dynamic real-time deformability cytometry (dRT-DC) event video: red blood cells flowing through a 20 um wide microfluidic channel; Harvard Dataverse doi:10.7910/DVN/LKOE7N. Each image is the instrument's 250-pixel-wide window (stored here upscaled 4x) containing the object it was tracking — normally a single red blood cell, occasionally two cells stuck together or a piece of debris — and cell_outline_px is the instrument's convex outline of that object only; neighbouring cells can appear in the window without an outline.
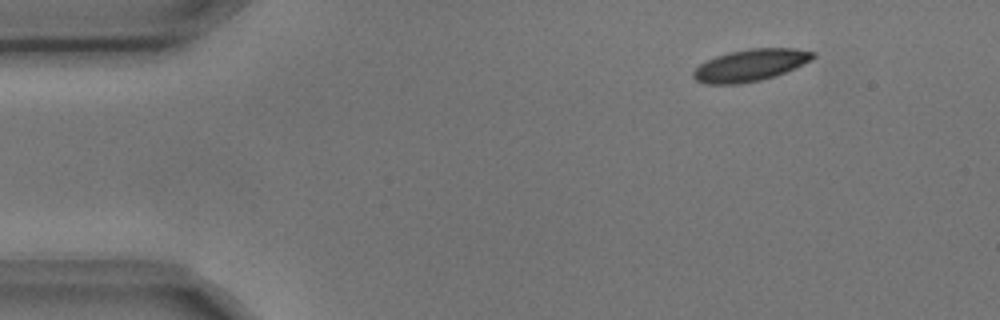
{"species": "common noctule bat (a hibernating species)", "species_latin": "Nyctalus noctula", "temperature_condition": "cold", "stored_images_in_passage": 3, "camera_frame_rate_fps": 3000, "um_per_image_px": 0.085, "animal": {"sex": "male", "body_mass_g": 17.9, "forearm_length_mm": 54.2}, "frame": {"image": 1, "passage_image": 1, "time_ms": 0.0, "image_size_px": [1000, 320], "cell_outline_px": [[816, 56], [812, 60], [776, 76], [760, 80], [740, 84], [704, 84], [696, 80], [692, 76], [692, 72], [700, 64], [716, 56], [728, 52], [752, 48], [796, 48], [816, 52]], "centroid_in_image_um": [63.79, 5.54], "position_along_channel_um": 21.2, "area_um2": 22.37}}